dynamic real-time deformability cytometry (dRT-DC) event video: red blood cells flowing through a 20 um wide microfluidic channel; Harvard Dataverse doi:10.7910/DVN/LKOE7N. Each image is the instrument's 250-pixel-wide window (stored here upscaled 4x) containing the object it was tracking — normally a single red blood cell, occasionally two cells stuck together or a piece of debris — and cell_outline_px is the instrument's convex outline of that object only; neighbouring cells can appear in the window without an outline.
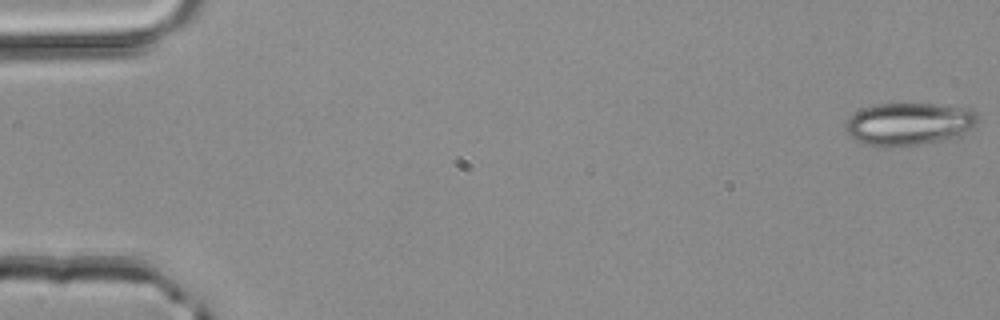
{"species": "common noctule bat (a hibernating species)", "species_latin": "Nyctalus noctula", "temperature_condition": "room temperature", "stored_images_in_passage": 4, "camera_frame_rate_fps": 3000, "um_per_image_px": 0.085, "animal": {"sex": "male", "body_mass_g": 20.4}, "frame": {"image": 1, "passage_image": 1, "time_ms": 0.0, "image_size_px": [1000, 320], "cell_outline_px": [[980, 120], [972, 128], [960, 136], [948, 140], [920, 144], [888, 148], [884, 148], [864, 144], [856, 140], [844, 128], [844, 124], [856, 112], [864, 108], [876, 104], [936, 104], [972, 108], [976, 112]], "centroid_in_image_um": [77.32, 10.55], "position_along_channel_um": 7.7, "area_um2": 33.29}}